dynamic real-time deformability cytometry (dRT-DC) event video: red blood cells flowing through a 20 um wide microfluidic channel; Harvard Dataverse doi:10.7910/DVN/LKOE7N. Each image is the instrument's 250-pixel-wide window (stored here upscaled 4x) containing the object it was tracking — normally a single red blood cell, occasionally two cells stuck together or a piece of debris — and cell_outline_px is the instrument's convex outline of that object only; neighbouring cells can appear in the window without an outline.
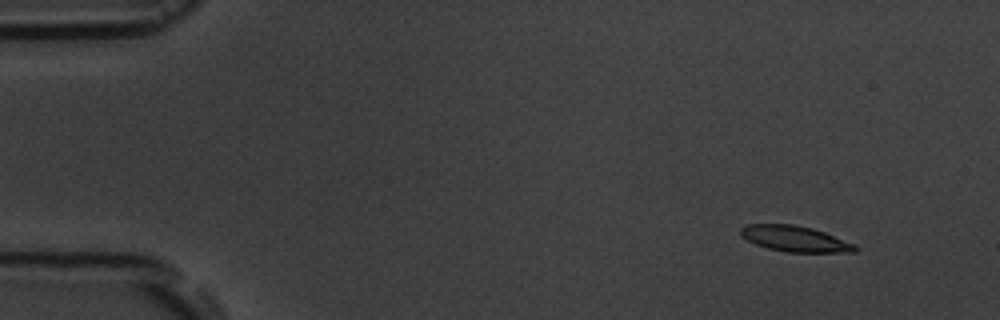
{"species": "common noctule bat (a hibernating species)", "species_latin": "Nyctalus noctula", "temperature_condition": "room temperature", "stored_images_in_passage": 5, "camera_frame_rate_fps": 3000, "um_per_image_px": 0.085, "animal": {"sex": "male", "body_mass_g": 19.5, "forearm_length_mm": 54.6}, "frame": {"image": 1, "passage_image": 2, "time_ms": 1.333, "image_size_px": [1000, 320], "cell_outline_px": [[860, 248], [856, 252], [788, 252], [768, 248], [756, 244], [740, 236], [740, 228], [748, 224], [792, 224], [812, 228], [824, 232], [856, 244]], "centroid_in_image_um": [67.6, 20.29], "position_along_channel_um": 17.4, "area_um2": 17.22}}
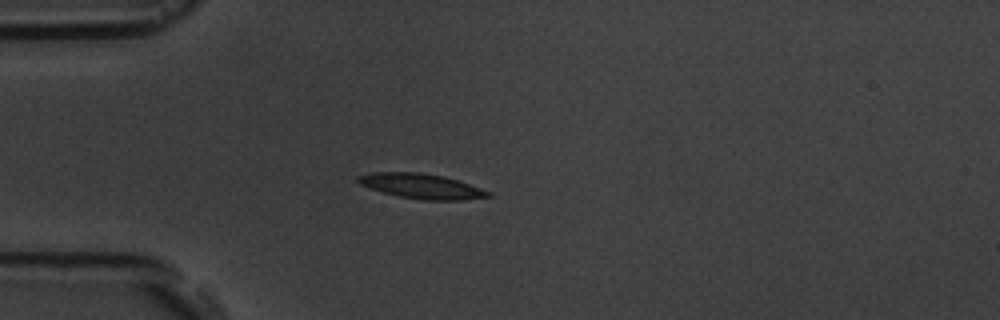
{"frame": {"image": 2, "passage_image": 5, "time_ms": 4.667, "image_size_px": [1000, 320], "cell_outline_px": [[492, 196], [464, 200], [424, 200], [400, 196], [380, 192], [368, 188], [360, 184], [356, 180], [356, 176], [372, 172], [420, 172], [444, 176], [492, 192]], "centroid_in_image_um": [35.79, 15.82], "position_along_channel_um": 49.2, "area_um2": 18.96}}